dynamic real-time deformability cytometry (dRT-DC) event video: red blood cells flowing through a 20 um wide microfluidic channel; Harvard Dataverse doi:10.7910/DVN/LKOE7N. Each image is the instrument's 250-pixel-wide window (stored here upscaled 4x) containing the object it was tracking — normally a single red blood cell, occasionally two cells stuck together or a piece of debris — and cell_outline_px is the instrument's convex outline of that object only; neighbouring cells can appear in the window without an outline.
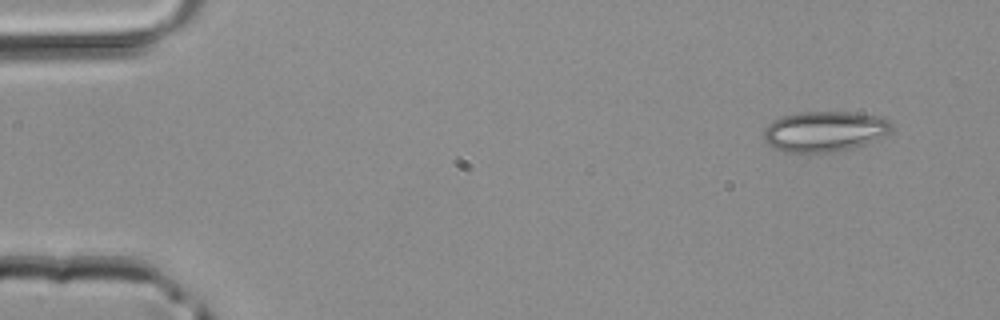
{"species": "common noctule bat (a hibernating species)", "species_latin": "Nyctalus noctula", "temperature_condition": "room temperature", "stored_images_in_passage": 3, "camera_frame_rate_fps": 3000, "um_per_image_px": 0.085, "animal": {"sex": "male", "body_mass_g": 20.4}, "frame": {"image": 1, "passage_image": 1, "time_ms": 0.0, "image_size_px": [1000, 320], "cell_outline_px": [[892, 132], [884, 136], [864, 144], [852, 148], [836, 152], [784, 152], [768, 144], [764, 140], [764, 128], [772, 120], [784, 116], [800, 112], [852, 112], [884, 116], [892, 124]], "centroid_in_image_um": [70.12, 11.16], "position_along_channel_um": 14.9, "area_um2": 30.35}}